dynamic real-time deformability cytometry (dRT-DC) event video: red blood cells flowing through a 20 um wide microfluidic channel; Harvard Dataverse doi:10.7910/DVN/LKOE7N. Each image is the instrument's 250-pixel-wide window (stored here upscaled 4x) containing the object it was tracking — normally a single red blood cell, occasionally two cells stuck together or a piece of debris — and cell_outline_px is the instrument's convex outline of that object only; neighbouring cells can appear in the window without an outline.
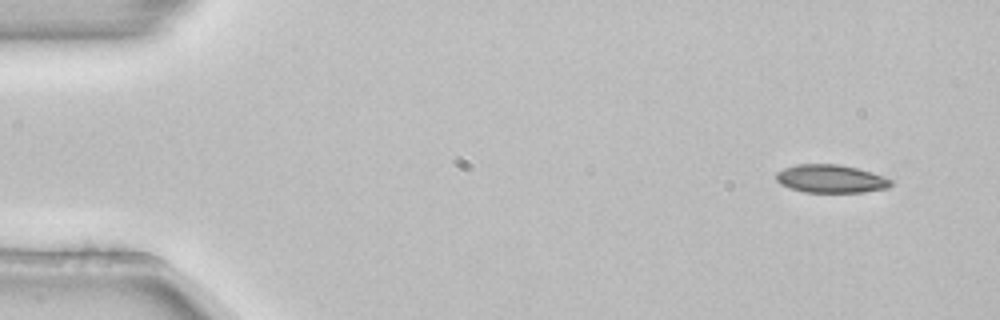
{"species": "common noctule bat (a hibernating species)", "species_latin": "Nyctalus noctula", "temperature_condition": "room temperature", "stored_images_in_passage": 3, "camera_frame_rate_fps": 3000, "um_per_image_px": 0.085, "animal": {"sex": "female", "body_mass_g": 22.7, "forearm_length_mm": 54.2}, "frame": {"image": 1, "passage_image": 1, "time_ms": 0.0, "image_size_px": [1000, 320], "cell_outline_px": [[892, 184], [888, 188], [864, 192], [804, 192], [788, 188], [780, 184], [776, 180], [776, 172], [784, 168], [796, 164], [840, 164], [872, 172], [892, 180]], "centroid_in_image_um": [70.59, 15.19], "position_along_channel_um": 14.4, "area_um2": 18.9}}
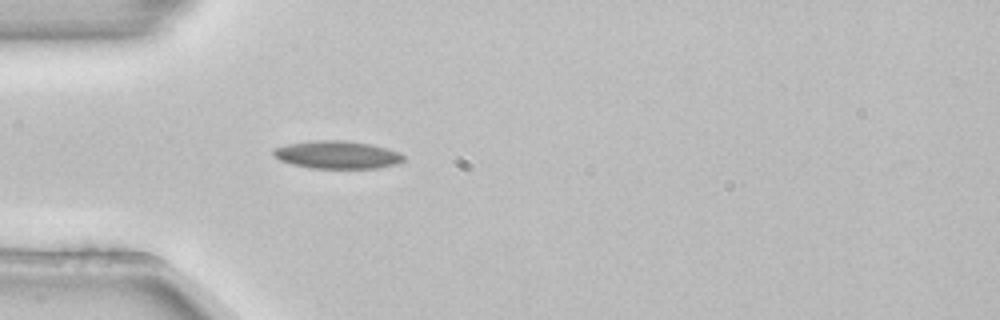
{"frame": {"image": 2, "passage_image": 3, "time_ms": 0.667, "image_size_px": [1000, 320], "cell_outline_px": [[404, 160], [396, 164], [376, 168], [312, 168], [292, 164], [280, 160], [272, 152], [276, 148], [288, 144], [316, 140], [344, 140], [368, 144], [388, 148], [400, 152], [404, 156]], "centroid_in_image_um": [28.7, 13.15], "position_along_channel_um": 56.3, "area_um2": 20.87}}